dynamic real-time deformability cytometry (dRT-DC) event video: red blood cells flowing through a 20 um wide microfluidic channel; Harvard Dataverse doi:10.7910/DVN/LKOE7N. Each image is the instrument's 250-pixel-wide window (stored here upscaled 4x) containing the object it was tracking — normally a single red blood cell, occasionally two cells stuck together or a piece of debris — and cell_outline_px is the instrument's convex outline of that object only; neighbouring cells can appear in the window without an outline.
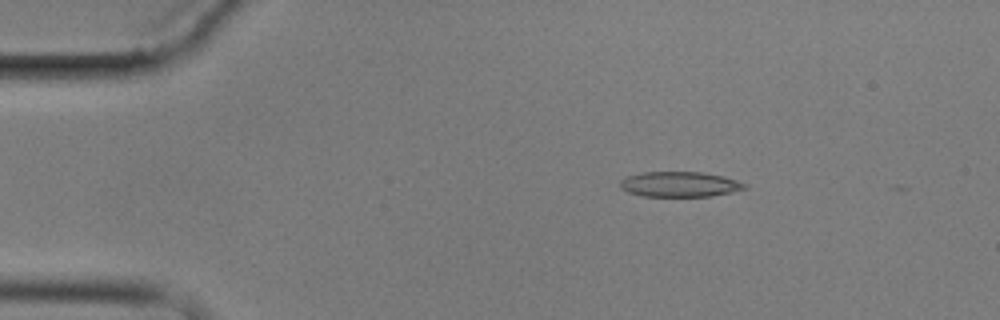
{"species": "common noctule bat (a hibernating species)", "species_latin": "Nyctalus noctula", "temperature_condition": "cold", "stored_images_in_passage": 4, "camera_frame_rate_fps": 3000, "um_per_image_px": 0.085, "animal": {"sex": "male", "body_mass_g": 17.9}, "frame": {"image": 1, "passage_image": 2, "time_ms": 1.333, "image_size_px": [1000, 320], "cell_outline_px": [[748, 188], [732, 192], [712, 196], [640, 196], [628, 192], [620, 188], [620, 180], [628, 176], [640, 172], [700, 172], [724, 176], [748, 184]], "centroid_in_image_um": [57.78, 15.66], "position_along_channel_um": 27.2, "area_um2": 18.44}}